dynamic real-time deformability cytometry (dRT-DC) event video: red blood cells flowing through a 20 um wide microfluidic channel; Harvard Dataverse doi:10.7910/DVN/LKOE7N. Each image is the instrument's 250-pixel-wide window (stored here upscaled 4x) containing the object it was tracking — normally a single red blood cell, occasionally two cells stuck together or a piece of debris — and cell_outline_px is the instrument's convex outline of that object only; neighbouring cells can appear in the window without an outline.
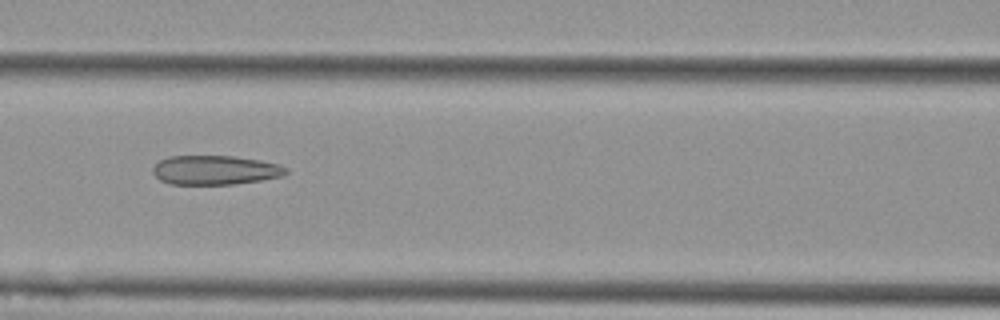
{"species": "Egyptian fruit bat (a non-hibernating species)", "species_latin": "Rousettus aegyptiacus", "temperature_condition": "cold", "stored_images_in_passage": 5, "camera_frame_rate_fps": 3000, "um_per_image_px": 0.085, "animal": {"sex": "female"}, "frame": {"image": 1, "passage_image": 3, "time_ms": 0.667, "image_size_px": [1000, 320], "cell_outline_px": [[288, 172], [284, 176], [260, 180], [232, 184], [168, 184], [160, 180], [152, 172], [152, 168], [160, 160], [168, 156], [236, 156], [260, 160], [280, 164], [288, 168]], "centroid_in_image_um": [18.3, 14.45], "position_along_channel_um": 148.3, "area_um2": 22.83}}
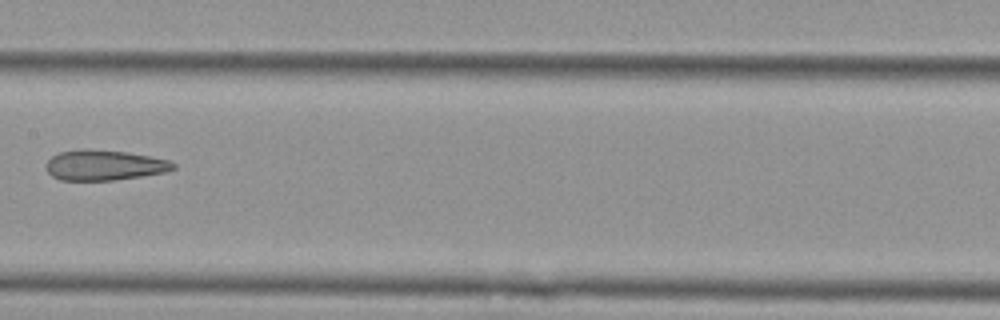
{"frame": {"image": 2, "passage_image": 4, "time_ms": 1.0, "image_size_px": [1000, 320], "cell_outline_px": [[176, 168], [164, 172], [116, 180], [60, 180], [52, 176], [44, 168], [48, 160], [52, 156], [60, 152], [84, 148], [88, 148], [128, 152], [168, 160], [176, 164]], "centroid_in_image_um": [8.83, 14.03], "position_along_channel_um": 198.6, "area_um2": 22.54}}
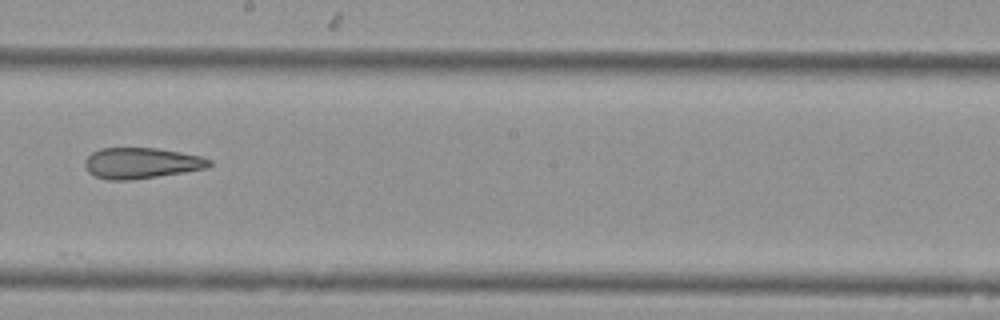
{"frame": {"image": 3, "passage_image": 5, "time_ms": 1.333, "image_size_px": [1000, 320], "cell_outline_px": [[212, 164], [208, 168], [184, 172], [132, 180], [108, 180], [96, 176], [88, 172], [84, 164], [84, 160], [92, 152], [100, 148], [156, 148], [180, 152], [200, 156], [212, 160]], "centroid_in_image_um": [12.01, 13.86], "position_along_channel_um": 236.2, "area_um2": 22.43}}